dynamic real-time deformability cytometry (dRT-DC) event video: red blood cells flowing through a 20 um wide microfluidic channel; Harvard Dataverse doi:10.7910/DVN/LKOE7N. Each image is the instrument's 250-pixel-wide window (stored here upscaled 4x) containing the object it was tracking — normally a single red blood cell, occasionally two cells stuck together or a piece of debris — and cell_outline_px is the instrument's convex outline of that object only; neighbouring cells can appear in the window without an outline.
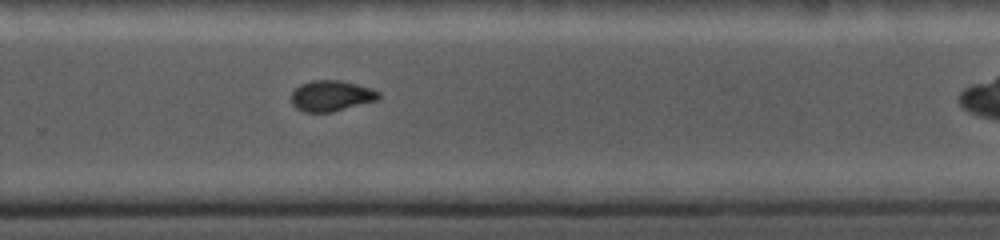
{"species": "common noctule bat (a hibernating species)", "species_latin": "Nyctalus noctula", "temperature_condition": "cold", "stored_images_in_passage": 13, "camera_frame_rate_fps": 5000, "um_per_image_px": 0.085, "animal": {"sex": "female", "body_mass_g": 19.0, "forearm_length_mm": 56.7}, "frame": {"image": 1, "passage_image": 8, "time_ms": 7.0, "image_size_px": [1000, 240], "cell_outline_px": [[380, 96], [376, 100], [332, 112], [304, 112], [296, 108], [292, 104], [292, 92], [300, 84], [312, 80], [340, 80], [372, 88], [380, 92]], "centroid_in_image_um": [28.15, 8.14], "position_along_channel_um": 301.7, "area_um2": 15.61}}